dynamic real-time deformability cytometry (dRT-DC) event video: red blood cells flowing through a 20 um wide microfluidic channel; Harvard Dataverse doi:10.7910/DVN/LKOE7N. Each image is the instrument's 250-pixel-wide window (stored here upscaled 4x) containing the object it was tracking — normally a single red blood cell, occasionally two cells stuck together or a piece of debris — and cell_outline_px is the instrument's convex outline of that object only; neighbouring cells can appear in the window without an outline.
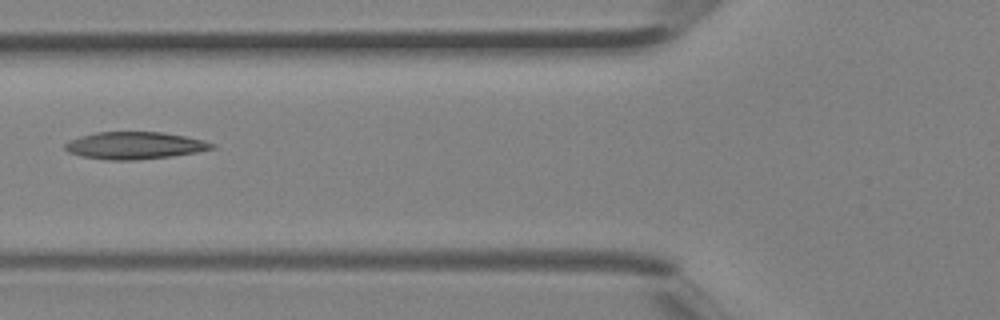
{"species": "Egyptian fruit bat (a non-hibernating species)", "species_latin": "Rousettus aegyptiacus", "temperature_condition": "room temperature", "stored_images_in_passage": 3, "camera_frame_rate_fps": 3000, "um_per_image_px": 0.085, "animal": {"sex": "female"}, "frame": {"image": 1, "passage_image": 3, "time_ms": 0.667, "image_size_px": [1000, 320], "cell_outline_px": [[216, 148], [196, 152], [172, 156], [136, 160], [108, 160], [80, 156], [68, 152], [64, 148], [64, 144], [68, 140], [80, 136], [96, 132], [160, 132], [184, 136], [204, 140], [216, 144]], "centroid_in_image_um": [11.43, 12.37], "position_along_channel_um": 114.4, "area_um2": 23.41}}